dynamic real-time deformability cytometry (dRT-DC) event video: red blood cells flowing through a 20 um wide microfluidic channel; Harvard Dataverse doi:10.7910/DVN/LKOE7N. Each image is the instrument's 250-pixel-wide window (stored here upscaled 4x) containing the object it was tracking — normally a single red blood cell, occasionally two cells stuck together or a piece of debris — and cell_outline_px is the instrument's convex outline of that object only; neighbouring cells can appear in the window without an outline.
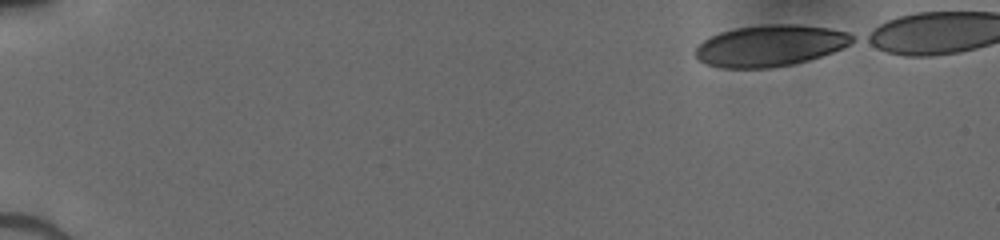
{"species": "human", "species_latin": "Homo sapiens", "temperature_condition": "cold", "stored_images_in_passage": 44, "camera_frame_rate_fps": 3000, "um_per_image_px": 0.085, "donor": {"sex": "male"}, "frame": {"image": 1, "passage_image": 1, "time_ms": 0.0, "image_size_px": [1000, 240], "cell_outline_px": [[856, 40], [844, 48], [808, 60], [792, 64], [768, 68], [720, 68], [704, 64], [696, 60], [692, 52], [704, 40], [720, 32], [736, 28], [768, 24], [796, 24], [828, 28], [848, 32], [856, 36]], "centroid_in_image_um": [65.45, 3.89], "position_along_channel_um": 19.6, "area_um2": 38.09}}
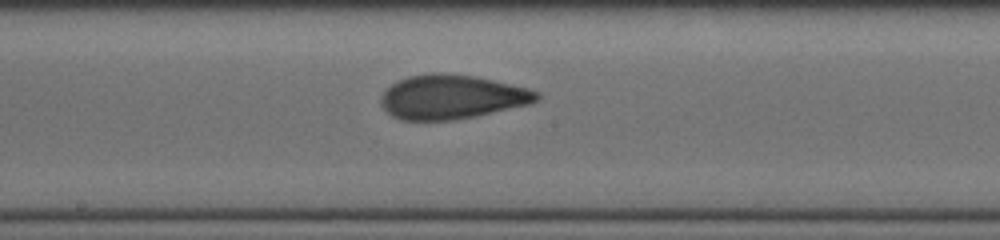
{"frame": {"image": 2, "passage_image": 25, "time_ms": 8.0, "image_size_px": [1000, 240], "cell_outline_px": [[540, 96], [532, 104], [452, 120], [400, 120], [392, 116], [380, 104], [380, 96], [392, 84], [408, 76], [432, 72], [440, 72], [476, 76], [528, 88], [540, 92]], "centroid_in_image_um": [38.4, 8.23], "position_along_channel_um": 209.8, "area_um2": 40.06}}
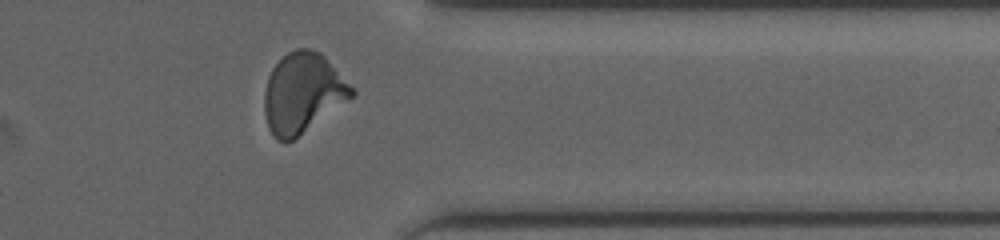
{"frame": {"image": 3, "passage_image": 38, "time_ms": 12.333, "image_size_px": [1000, 240], "cell_outline_px": [[356, 92], [352, 96], [292, 140], [284, 144], [276, 140], [268, 128], [264, 112], [264, 92], [268, 76], [272, 68], [288, 52], [296, 48], [312, 48], [320, 52]], "centroid_in_image_um": [25.67, 7.9], "position_along_channel_um": 385.7, "area_um2": 40.0}}